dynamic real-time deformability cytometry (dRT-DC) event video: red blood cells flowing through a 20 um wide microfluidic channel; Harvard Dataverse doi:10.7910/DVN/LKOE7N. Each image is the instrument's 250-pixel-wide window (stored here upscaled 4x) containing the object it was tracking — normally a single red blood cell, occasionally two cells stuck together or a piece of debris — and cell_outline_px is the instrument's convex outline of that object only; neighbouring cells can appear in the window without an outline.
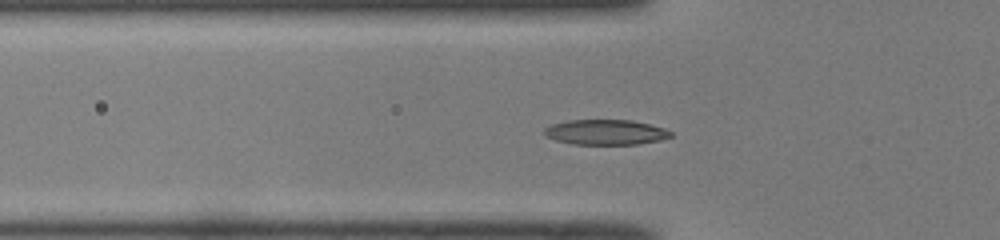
{"species": "common noctule bat (a hibernating species)", "species_latin": "Nyctalus noctula", "temperature_condition": "room temperature", "stored_images_in_passage": 50, "camera_frame_rate_fps": 3000, "um_per_image_px": 0.085, "animal": {"sex": "male", "body_mass_g": 19.0, "forearm_length_mm": 50.8}, "frame": {"image": 1, "passage_image": 16, "time_ms": 5.0, "image_size_px": [1000, 240], "cell_outline_px": [[672, 136], [660, 140], [636, 144], [572, 144], [556, 140], [544, 136], [544, 128], [552, 124], [568, 120], [632, 120], [664, 128], [672, 132]], "centroid_in_image_um": [51.46, 11.23], "position_along_channel_um": 74.3, "area_um2": 18.5}}
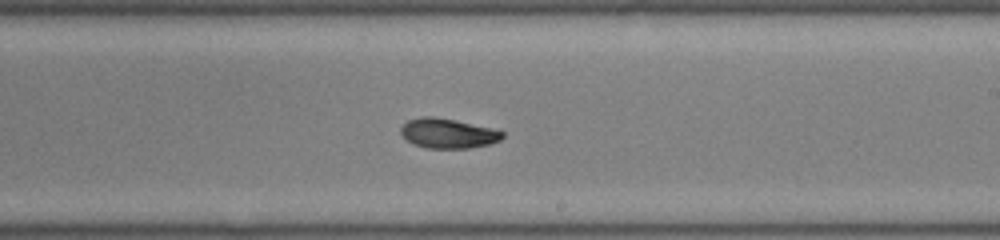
{"frame": {"image": 2, "passage_image": 29, "time_ms": 9.333, "image_size_px": [1000, 240], "cell_outline_px": [[504, 136], [500, 140], [492, 144], [468, 148], [424, 148], [412, 144], [400, 136], [400, 128], [408, 120], [420, 116], [432, 116], [456, 120], [492, 128], [504, 132]], "centroid_in_image_um": [38.04, 11.34], "position_along_channel_um": 251.0, "area_um2": 17.92}}
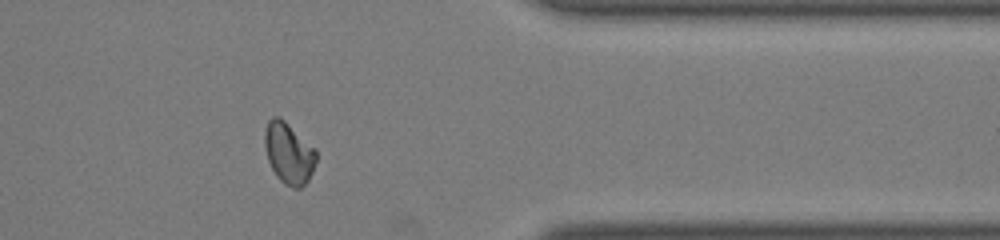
{"frame": {"image": 3, "passage_image": 40, "time_ms": 13.0, "image_size_px": [1000, 240], "cell_outline_px": [[316, 160], [312, 172], [308, 180], [300, 188], [292, 188], [284, 184], [276, 176], [268, 160], [264, 144], [264, 132], [268, 120], [272, 116], [280, 116], [316, 148]], "centroid_in_image_um": [24.54, 12.99], "position_along_channel_um": 386.9, "area_um2": 18.55}, "authors_computed_cell_mechanics": {"area_um2": 18.1203, "velocity_mm_per_s": 4.0789, "shape_relaxation_time_tau1_ms": 3.8963, "shape_relaxation_time_tau2_ms": 8.9509, "deformation_change_tau1": 0.1485, "deformation_change_tau2": 0.1399}}